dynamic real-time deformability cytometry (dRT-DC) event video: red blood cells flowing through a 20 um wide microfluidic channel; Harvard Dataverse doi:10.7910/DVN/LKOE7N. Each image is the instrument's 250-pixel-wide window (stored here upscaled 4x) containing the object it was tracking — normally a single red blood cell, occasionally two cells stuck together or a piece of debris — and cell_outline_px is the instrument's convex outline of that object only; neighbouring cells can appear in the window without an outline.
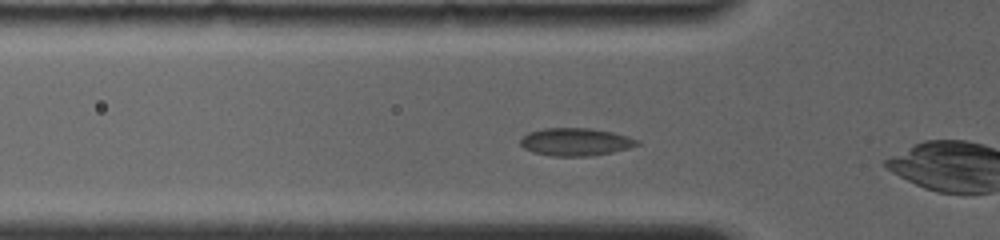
{"species": "common noctule bat (a hibernating species)", "species_latin": "Nyctalus noctula", "temperature_condition": "room temperature", "stored_images_in_passage": 19, "camera_frame_rate_fps": 4000, "um_per_image_px": 0.085, "animal": {"sex": "female", "body_mass_g": 19.0, "forearm_length_mm": 56.7}, "frame": {"image": 1, "passage_image": 12, "time_ms": 1.5, "image_size_px": [1000, 240], "cell_outline_px": [[640, 144], [628, 148], [612, 152], [588, 156], [552, 156], [532, 152], [524, 148], [520, 144], [520, 140], [528, 132], [544, 128], [588, 128], [612, 132], [628, 136], [640, 140]], "centroid_in_image_um": [48.92, 12.06], "position_along_channel_um": 76.9, "area_um2": 18.84}}